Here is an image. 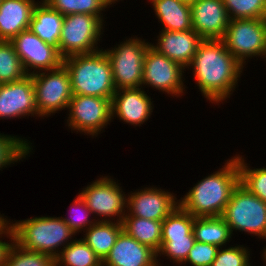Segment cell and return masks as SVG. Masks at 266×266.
Wrapping results in <instances>:
<instances>
[{
  "label": "cell",
  "instance_id": "obj_28",
  "mask_svg": "<svg viewBox=\"0 0 266 266\" xmlns=\"http://www.w3.org/2000/svg\"><path fill=\"white\" fill-rule=\"evenodd\" d=\"M22 62L11 41L0 40V84H7L26 77Z\"/></svg>",
  "mask_w": 266,
  "mask_h": 266
},
{
  "label": "cell",
  "instance_id": "obj_22",
  "mask_svg": "<svg viewBox=\"0 0 266 266\" xmlns=\"http://www.w3.org/2000/svg\"><path fill=\"white\" fill-rule=\"evenodd\" d=\"M162 30H192L191 6L179 0H150Z\"/></svg>",
  "mask_w": 266,
  "mask_h": 266
},
{
  "label": "cell",
  "instance_id": "obj_1",
  "mask_svg": "<svg viewBox=\"0 0 266 266\" xmlns=\"http://www.w3.org/2000/svg\"><path fill=\"white\" fill-rule=\"evenodd\" d=\"M191 68L204 98L219 105L237 88L244 66L226 49L221 39H204L187 70Z\"/></svg>",
  "mask_w": 266,
  "mask_h": 266
},
{
  "label": "cell",
  "instance_id": "obj_19",
  "mask_svg": "<svg viewBox=\"0 0 266 266\" xmlns=\"http://www.w3.org/2000/svg\"><path fill=\"white\" fill-rule=\"evenodd\" d=\"M157 253L139 243L125 231L118 235L115 245L102 261V266H161Z\"/></svg>",
  "mask_w": 266,
  "mask_h": 266
},
{
  "label": "cell",
  "instance_id": "obj_39",
  "mask_svg": "<svg viewBox=\"0 0 266 266\" xmlns=\"http://www.w3.org/2000/svg\"><path fill=\"white\" fill-rule=\"evenodd\" d=\"M179 1L191 6L195 4L198 0H179Z\"/></svg>",
  "mask_w": 266,
  "mask_h": 266
},
{
  "label": "cell",
  "instance_id": "obj_15",
  "mask_svg": "<svg viewBox=\"0 0 266 266\" xmlns=\"http://www.w3.org/2000/svg\"><path fill=\"white\" fill-rule=\"evenodd\" d=\"M39 117L31 75L21 80L0 84V120Z\"/></svg>",
  "mask_w": 266,
  "mask_h": 266
},
{
  "label": "cell",
  "instance_id": "obj_16",
  "mask_svg": "<svg viewBox=\"0 0 266 266\" xmlns=\"http://www.w3.org/2000/svg\"><path fill=\"white\" fill-rule=\"evenodd\" d=\"M153 108L151 97L142 87L118 89L112 97V119L117 117L135 127L150 118Z\"/></svg>",
  "mask_w": 266,
  "mask_h": 266
},
{
  "label": "cell",
  "instance_id": "obj_41",
  "mask_svg": "<svg viewBox=\"0 0 266 266\" xmlns=\"http://www.w3.org/2000/svg\"><path fill=\"white\" fill-rule=\"evenodd\" d=\"M251 263H250V261L247 263V264H245L244 266H252V265H250Z\"/></svg>",
  "mask_w": 266,
  "mask_h": 266
},
{
  "label": "cell",
  "instance_id": "obj_32",
  "mask_svg": "<svg viewBox=\"0 0 266 266\" xmlns=\"http://www.w3.org/2000/svg\"><path fill=\"white\" fill-rule=\"evenodd\" d=\"M194 216L178 206L162 220L161 237H178L193 234Z\"/></svg>",
  "mask_w": 266,
  "mask_h": 266
},
{
  "label": "cell",
  "instance_id": "obj_30",
  "mask_svg": "<svg viewBox=\"0 0 266 266\" xmlns=\"http://www.w3.org/2000/svg\"><path fill=\"white\" fill-rule=\"evenodd\" d=\"M238 160L240 183L251 193L266 202V167L252 169L243 156L235 155Z\"/></svg>",
  "mask_w": 266,
  "mask_h": 266
},
{
  "label": "cell",
  "instance_id": "obj_35",
  "mask_svg": "<svg viewBox=\"0 0 266 266\" xmlns=\"http://www.w3.org/2000/svg\"><path fill=\"white\" fill-rule=\"evenodd\" d=\"M70 207L71 210L69 214L71 217H62V219L67 223V225L75 234H79V232L81 233V231H86L97 221L95 217L94 219L89 218V215H92L91 210L87 207L86 202L79 194L77 197H75Z\"/></svg>",
  "mask_w": 266,
  "mask_h": 266
},
{
  "label": "cell",
  "instance_id": "obj_25",
  "mask_svg": "<svg viewBox=\"0 0 266 266\" xmlns=\"http://www.w3.org/2000/svg\"><path fill=\"white\" fill-rule=\"evenodd\" d=\"M193 234L197 242L215 245L219 248L230 242L232 233L221 217H195Z\"/></svg>",
  "mask_w": 266,
  "mask_h": 266
},
{
  "label": "cell",
  "instance_id": "obj_11",
  "mask_svg": "<svg viewBox=\"0 0 266 266\" xmlns=\"http://www.w3.org/2000/svg\"><path fill=\"white\" fill-rule=\"evenodd\" d=\"M67 110L68 128L93 138L102 133L113 120L112 99L108 98L73 95Z\"/></svg>",
  "mask_w": 266,
  "mask_h": 266
},
{
  "label": "cell",
  "instance_id": "obj_8",
  "mask_svg": "<svg viewBox=\"0 0 266 266\" xmlns=\"http://www.w3.org/2000/svg\"><path fill=\"white\" fill-rule=\"evenodd\" d=\"M221 40L244 67L252 57L266 59V19H230Z\"/></svg>",
  "mask_w": 266,
  "mask_h": 266
},
{
  "label": "cell",
  "instance_id": "obj_4",
  "mask_svg": "<svg viewBox=\"0 0 266 266\" xmlns=\"http://www.w3.org/2000/svg\"><path fill=\"white\" fill-rule=\"evenodd\" d=\"M8 220L12 226L15 243L26 250L41 252L54 258L60 253L61 247L64 249L76 235L62 216L32 217L15 220V223Z\"/></svg>",
  "mask_w": 266,
  "mask_h": 266
},
{
  "label": "cell",
  "instance_id": "obj_18",
  "mask_svg": "<svg viewBox=\"0 0 266 266\" xmlns=\"http://www.w3.org/2000/svg\"><path fill=\"white\" fill-rule=\"evenodd\" d=\"M156 40L150 46L157 52L187 69L199 44L204 40L193 29L187 31L161 30Z\"/></svg>",
  "mask_w": 266,
  "mask_h": 266
},
{
  "label": "cell",
  "instance_id": "obj_36",
  "mask_svg": "<svg viewBox=\"0 0 266 266\" xmlns=\"http://www.w3.org/2000/svg\"><path fill=\"white\" fill-rule=\"evenodd\" d=\"M250 250L243 245L219 248L211 266H244L251 259ZM250 258V259H249Z\"/></svg>",
  "mask_w": 266,
  "mask_h": 266
},
{
  "label": "cell",
  "instance_id": "obj_5",
  "mask_svg": "<svg viewBox=\"0 0 266 266\" xmlns=\"http://www.w3.org/2000/svg\"><path fill=\"white\" fill-rule=\"evenodd\" d=\"M221 217L232 234L238 230L266 240V202L241 183L233 190Z\"/></svg>",
  "mask_w": 266,
  "mask_h": 266
},
{
  "label": "cell",
  "instance_id": "obj_13",
  "mask_svg": "<svg viewBox=\"0 0 266 266\" xmlns=\"http://www.w3.org/2000/svg\"><path fill=\"white\" fill-rule=\"evenodd\" d=\"M11 43L27 75L54 70L63 64V57L58 49L45 43L30 29L20 32L11 40Z\"/></svg>",
  "mask_w": 266,
  "mask_h": 266
},
{
  "label": "cell",
  "instance_id": "obj_33",
  "mask_svg": "<svg viewBox=\"0 0 266 266\" xmlns=\"http://www.w3.org/2000/svg\"><path fill=\"white\" fill-rule=\"evenodd\" d=\"M5 266H56V263L54 257L26 250L14 242L7 255Z\"/></svg>",
  "mask_w": 266,
  "mask_h": 266
},
{
  "label": "cell",
  "instance_id": "obj_26",
  "mask_svg": "<svg viewBox=\"0 0 266 266\" xmlns=\"http://www.w3.org/2000/svg\"><path fill=\"white\" fill-rule=\"evenodd\" d=\"M56 266H102L101 259L82 240L75 238L55 258Z\"/></svg>",
  "mask_w": 266,
  "mask_h": 266
},
{
  "label": "cell",
  "instance_id": "obj_34",
  "mask_svg": "<svg viewBox=\"0 0 266 266\" xmlns=\"http://www.w3.org/2000/svg\"><path fill=\"white\" fill-rule=\"evenodd\" d=\"M230 19H266V0H223Z\"/></svg>",
  "mask_w": 266,
  "mask_h": 266
},
{
  "label": "cell",
  "instance_id": "obj_31",
  "mask_svg": "<svg viewBox=\"0 0 266 266\" xmlns=\"http://www.w3.org/2000/svg\"><path fill=\"white\" fill-rule=\"evenodd\" d=\"M194 235H185L178 237H161V249L157 253V256L164 257L172 260L173 263L183 265L186 260L189 251L192 249L195 243Z\"/></svg>",
  "mask_w": 266,
  "mask_h": 266
},
{
  "label": "cell",
  "instance_id": "obj_17",
  "mask_svg": "<svg viewBox=\"0 0 266 266\" xmlns=\"http://www.w3.org/2000/svg\"><path fill=\"white\" fill-rule=\"evenodd\" d=\"M191 16L193 30L203 39H222L230 21L223 0H198Z\"/></svg>",
  "mask_w": 266,
  "mask_h": 266
},
{
  "label": "cell",
  "instance_id": "obj_12",
  "mask_svg": "<svg viewBox=\"0 0 266 266\" xmlns=\"http://www.w3.org/2000/svg\"><path fill=\"white\" fill-rule=\"evenodd\" d=\"M184 70L180 64L149 46L144 57L142 87L147 85L172 97H181L186 88Z\"/></svg>",
  "mask_w": 266,
  "mask_h": 266
},
{
  "label": "cell",
  "instance_id": "obj_6",
  "mask_svg": "<svg viewBox=\"0 0 266 266\" xmlns=\"http://www.w3.org/2000/svg\"><path fill=\"white\" fill-rule=\"evenodd\" d=\"M104 22L100 16L90 14L74 13L64 16L59 39V54L65 58L101 50L97 44L104 34Z\"/></svg>",
  "mask_w": 266,
  "mask_h": 266
},
{
  "label": "cell",
  "instance_id": "obj_20",
  "mask_svg": "<svg viewBox=\"0 0 266 266\" xmlns=\"http://www.w3.org/2000/svg\"><path fill=\"white\" fill-rule=\"evenodd\" d=\"M35 0H0V40L11 41L29 29Z\"/></svg>",
  "mask_w": 266,
  "mask_h": 266
},
{
  "label": "cell",
  "instance_id": "obj_3",
  "mask_svg": "<svg viewBox=\"0 0 266 266\" xmlns=\"http://www.w3.org/2000/svg\"><path fill=\"white\" fill-rule=\"evenodd\" d=\"M70 75L73 95L112 99L116 89L109 59L103 49L91 54H75L63 58Z\"/></svg>",
  "mask_w": 266,
  "mask_h": 266
},
{
  "label": "cell",
  "instance_id": "obj_2",
  "mask_svg": "<svg viewBox=\"0 0 266 266\" xmlns=\"http://www.w3.org/2000/svg\"><path fill=\"white\" fill-rule=\"evenodd\" d=\"M239 183L238 160L234 156L226 160L222 168L198 181L181 197L179 206L194 217L221 216Z\"/></svg>",
  "mask_w": 266,
  "mask_h": 266
},
{
  "label": "cell",
  "instance_id": "obj_14",
  "mask_svg": "<svg viewBox=\"0 0 266 266\" xmlns=\"http://www.w3.org/2000/svg\"><path fill=\"white\" fill-rule=\"evenodd\" d=\"M179 206L174 193L157 187H145L127 195L125 216L162 221Z\"/></svg>",
  "mask_w": 266,
  "mask_h": 266
},
{
  "label": "cell",
  "instance_id": "obj_23",
  "mask_svg": "<svg viewBox=\"0 0 266 266\" xmlns=\"http://www.w3.org/2000/svg\"><path fill=\"white\" fill-rule=\"evenodd\" d=\"M123 230L122 223L96 221L91 227L84 231L82 240L103 261L115 245L116 239Z\"/></svg>",
  "mask_w": 266,
  "mask_h": 266
},
{
  "label": "cell",
  "instance_id": "obj_42",
  "mask_svg": "<svg viewBox=\"0 0 266 266\" xmlns=\"http://www.w3.org/2000/svg\"><path fill=\"white\" fill-rule=\"evenodd\" d=\"M115 4H116V2H119L120 0H112Z\"/></svg>",
  "mask_w": 266,
  "mask_h": 266
},
{
  "label": "cell",
  "instance_id": "obj_24",
  "mask_svg": "<svg viewBox=\"0 0 266 266\" xmlns=\"http://www.w3.org/2000/svg\"><path fill=\"white\" fill-rule=\"evenodd\" d=\"M122 226L123 231L139 243L150 247L156 253L161 249L162 221L124 216Z\"/></svg>",
  "mask_w": 266,
  "mask_h": 266
},
{
  "label": "cell",
  "instance_id": "obj_37",
  "mask_svg": "<svg viewBox=\"0 0 266 266\" xmlns=\"http://www.w3.org/2000/svg\"><path fill=\"white\" fill-rule=\"evenodd\" d=\"M218 250L219 247L215 245L195 241L183 264L186 265V263H189L191 266H211Z\"/></svg>",
  "mask_w": 266,
  "mask_h": 266
},
{
  "label": "cell",
  "instance_id": "obj_27",
  "mask_svg": "<svg viewBox=\"0 0 266 266\" xmlns=\"http://www.w3.org/2000/svg\"><path fill=\"white\" fill-rule=\"evenodd\" d=\"M51 9L59 11L63 16L80 13L100 16L103 19V12L110 5L115 3L112 0H42Z\"/></svg>",
  "mask_w": 266,
  "mask_h": 266
},
{
  "label": "cell",
  "instance_id": "obj_9",
  "mask_svg": "<svg viewBox=\"0 0 266 266\" xmlns=\"http://www.w3.org/2000/svg\"><path fill=\"white\" fill-rule=\"evenodd\" d=\"M35 90V104L39 117H49L67 110L73 97L70 75L62 64L59 68L31 75Z\"/></svg>",
  "mask_w": 266,
  "mask_h": 266
},
{
  "label": "cell",
  "instance_id": "obj_40",
  "mask_svg": "<svg viewBox=\"0 0 266 266\" xmlns=\"http://www.w3.org/2000/svg\"><path fill=\"white\" fill-rule=\"evenodd\" d=\"M265 248H263V253L261 254L262 255V259L263 261L265 262L264 264L266 265V246H264Z\"/></svg>",
  "mask_w": 266,
  "mask_h": 266
},
{
  "label": "cell",
  "instance_id": "obj_21",
  "mask_svg": "<svg viewBox=\"0 0 266 266\" xmlns=\"http://www.w3.org/2000/svg\"><path fill=\"white\" fill-rule=\"evenodd\" d=\"M64 16L40 0L33 9L29 29L45 43L59 48Z\"/></svg>",
  "mask_w": 266,
  "mask_h": 266
},
{
  "label": "cell",
  "instance_id": "obj_7",
  "mask_svg": "<svg viewBox=\"0 0 266 266\" xmlns=\"http://www.w3.org/2000/svg\"><path fill=\"white\" fill-rule=\"evenodd\" d=\"M150 44L136 36L103 50L111 65L116 90L142 87L144 57Z\"/></svg>",
  "mask_w": 266,
  "mask_h": 266
},
{
  "label": "cell",
  "instance_id": "obj_38",
  "mask_svg": "<svg viewBox=\"0 0 266 266\" xmlns=\"http://www.w3.org/2000/svg\"><path fill=\"white\" fill-rule=\"evenodd\" d=\"M2 237L9 238L10 242L3 241V239H1ZM14 242L15 236L13 234L12 226L6 217V219L0 224V266H5L7 255Z\"/></svg>",
  "mask_w": 266,
  "mask_h": 266
},
{
  "label": "cell",
  "instance_id": "obj_10",
  "mask_svg": "<svg viewBox=\"0 0 266 266\" xmlns=\"http://www.w3.org/2000/svg\"><path fill=\"white\" fill-rule=\"evenodd\" d=\"M79 195L86 202L91 213L100 217L97 221L113 222L117 217L116 222L122 223L127 210V194L111 176L96 179L84 187Z\"/></svg>",
  "mask_w": 266,
  "mask_h": 266
},
{
  "label": "cell",
  "instance_id": "obj_29",
  "mask_svg": "<svg viewBox=\"0 0 266 266\" xmlns=\"http://www.w3.org/2000/svg\"><path fill=\"white\" fill-rule=\"evenodd\" d=\"M31 144L24 137L0 133V170L29 156L33 150Z\"/></svg>",
  "mask_w": 266,
  "mask_h": 266
}]
</instances>
